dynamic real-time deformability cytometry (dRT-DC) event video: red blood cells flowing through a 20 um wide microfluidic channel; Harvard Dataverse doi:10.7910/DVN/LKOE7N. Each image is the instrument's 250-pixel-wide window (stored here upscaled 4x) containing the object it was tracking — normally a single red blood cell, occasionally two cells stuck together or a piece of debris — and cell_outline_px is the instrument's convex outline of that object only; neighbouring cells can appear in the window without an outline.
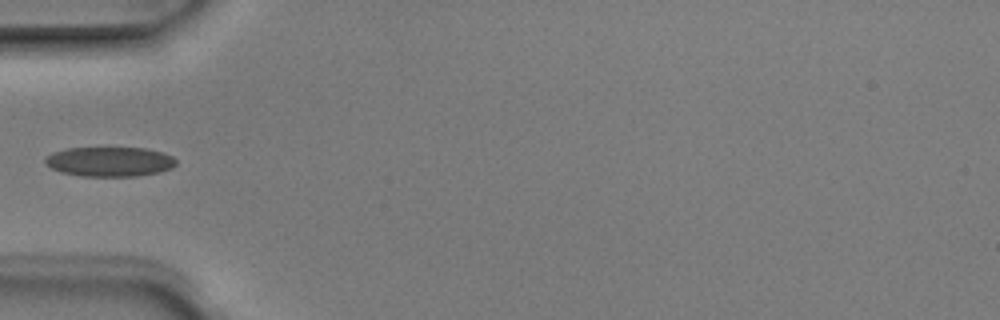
{"species": "Egyptian fruit bat (a non-hibernating species)", "species_latin": "Rousettus aegyptiacus", "temperature_condition": "room temperature", "stored_images_in_passage": 5, "camera_frame_rate_fps": 3000, "um_per_image_px": 0.085, "animal": {"sex": "male"}, "frame": {"image": 1, "passage_image": 4, "time_ms": 1.0, "image_size_px": [1000, 320], "cell_outline_px": [[176, 164], [172, 168], [160, 172], [136, 176], [80, 176], [60, 172], [44, 164], [44, 156], [52, 152], [68, 148], [144, 148], [164, 152], [172, 156], [176, 160]], "centroid_in_image_um": [9.3, 13.74], "position_along_channel_um": 75.7, "area_um2": 22.83}}
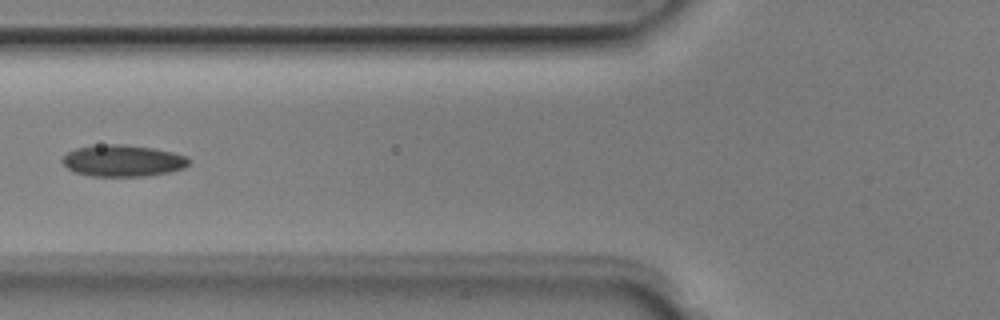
{"frame": {"image": 2, "passage_image": 5, "time_ms": 1.333, "image_size_px": [1000, 320], "cell_outline_px": [[188, 164], [184, 168], [168, 172], [144, 176], [92, 176], [76, 172], [68, 168], [60, 160], [68, 152], [76, 148], [108, 144], [124, 144], [152, 148], [172, 152], [184, 156], [188, 160]], "centroid_in_image_um": [10.42, 13.66], "position_along_channel_um": 115.4, "area_um2": 22.95}}